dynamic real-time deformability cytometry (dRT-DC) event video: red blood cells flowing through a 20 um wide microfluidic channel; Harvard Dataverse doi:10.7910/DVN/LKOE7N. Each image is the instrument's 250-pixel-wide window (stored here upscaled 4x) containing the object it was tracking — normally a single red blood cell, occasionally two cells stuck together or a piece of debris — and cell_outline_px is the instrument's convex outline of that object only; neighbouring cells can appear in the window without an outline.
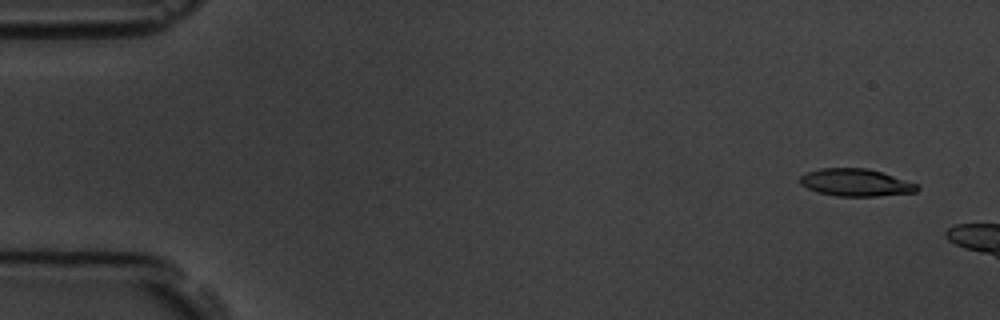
{"species": "common noctule bat (a hibernating species)", "species_latin": "Nyctalus noctula", "temperature_condition": "room temperature", "stored_images_in_passage": 4, "camera_frame_rate_fps": 3000, "um_per_image_px": 0.085, "animal": {"sex": "male", "body_mass_g": 19.5, "forearm_length_mm": 54.6}, "frame": {"image": 1, "passage_image": 1, "time_ms": 0.0, "image_size_px": [1000, 320], "cell_outline_px": [[920, 188], [916, 192], [880, 196], [836, 196], [816, 192], [800, 184], [800, 176], [804, 172], [820, 168], [868, 168], [920, 184]], "centroid_in_image_um": [72.74, 15.51], "position_along_channel_um": 12.3, "area_um2": 18.96}}